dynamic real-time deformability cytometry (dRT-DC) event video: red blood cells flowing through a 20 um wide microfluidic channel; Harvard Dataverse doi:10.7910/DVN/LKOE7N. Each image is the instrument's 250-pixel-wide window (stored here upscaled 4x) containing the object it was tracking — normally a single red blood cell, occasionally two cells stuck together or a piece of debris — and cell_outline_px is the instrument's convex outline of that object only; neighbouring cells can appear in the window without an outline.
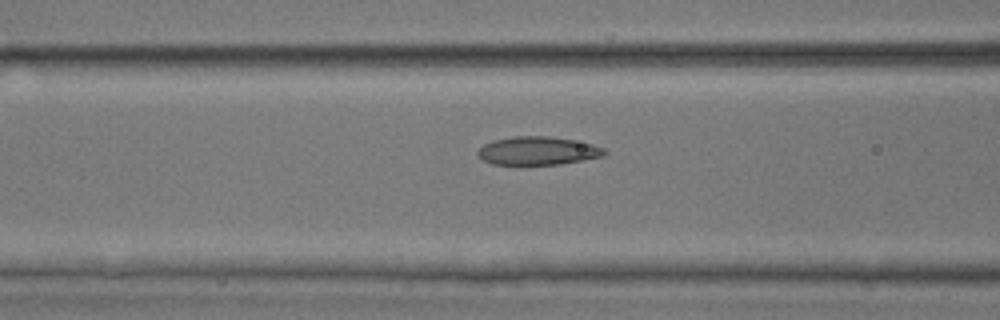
{"species": "common noctule bat (a hibernating species)", "species_latin": "Nyctalus noctula", "temperature_condition": "room temperature", "stored_images_in_passage": 12, "camera_frame_rate_fps": 3000, "um_per_image_px": 0.085, "animal": {"sex": "male", "body_mass_g": 17.9, "forearm_length_mm": 54.2}, "frame": {"image": 1, "passage_image": 10, "time_ms": 3.0, "image_size_px": [1000, 320], "cell_outline_px": [[608, 152], [604, 156], [584, 160], [560, 164], [492, 164], [476, 156], [476, 152], [484, 144], [492, 140], [512, 136], [548, 136], [572, 140], [592, 144], [604, 148]], "centroid_in_image_um": [45.7, 12.81], "position_along_channel_um": 120.9, "area_um2": 20.92}}